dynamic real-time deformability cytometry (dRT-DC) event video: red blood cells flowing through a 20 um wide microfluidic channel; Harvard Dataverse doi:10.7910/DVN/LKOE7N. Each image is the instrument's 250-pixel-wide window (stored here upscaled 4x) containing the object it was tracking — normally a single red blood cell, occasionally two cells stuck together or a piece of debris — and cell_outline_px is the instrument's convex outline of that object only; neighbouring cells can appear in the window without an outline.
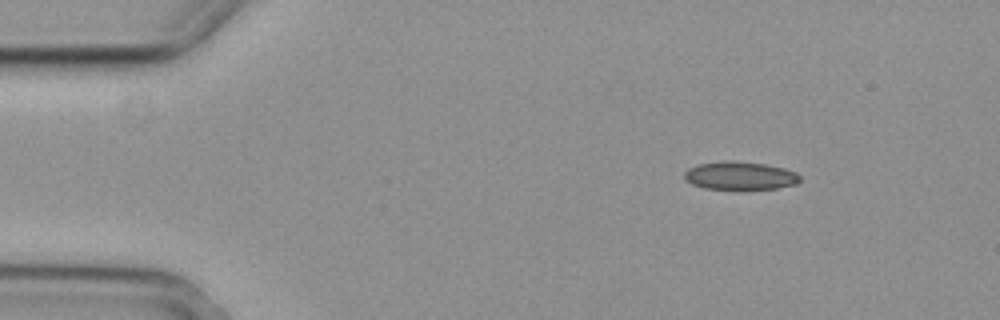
{"species": "common noctule bat (a hibernating species)", "species_latin": "Nyctalus noctula", "temperature_condition": "cold", "stored_images_in_passage": 3, "camera_frame_rate_fps": 3000, "um_per_image_px": 0.085, "animal": {"sex": "female", "body_mass_g": 29.2, "forearm_length_mm": 56.3}, "frame": {"image": 1, "passage_image": 1, "time_ms": 0.0, "image_size_px": [1000, 320], "cell_outline_px": [[800, 180], [796, 184], [776, 188], [704, 188], [692, 184], [684, 176], [684, 172], [688, 168], [696, 164], [724, 160], [732, 160], [764, 164], [784, 168], [796, 172], [800, 176]], "centroid_in_image_um": [62.89, 14.9], "position_along_channel_um": 22.1, "area_um2": 18.73}}
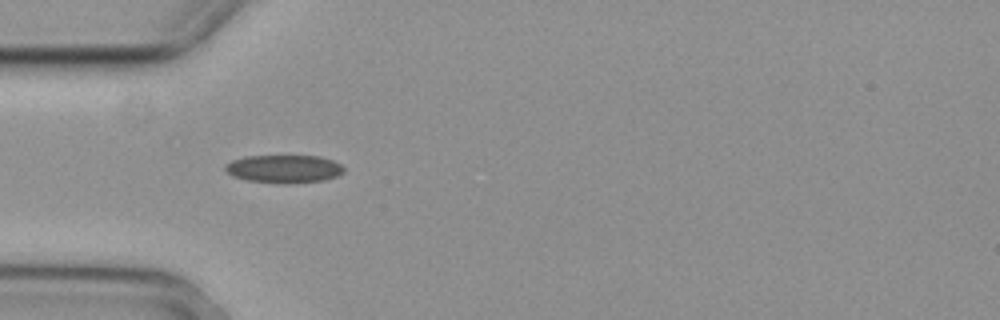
{"frame": {"image": 2, "passage_image": 3, "time_ms": 0.667, "image_size_px": [1000, 320], "cell_outline_px": [[344, 172], [336, 176], [324, 180], [248, 180], [232, 176], [224, 168], [224, 164], [232, 160], [244, 156], [320, 156], [332, 160], [340, 164], [344, 168]], "centroid_in_image_um": [24.11, 14.28], "position_along_channel_um": 60.9, "area_um2": 18.26}}